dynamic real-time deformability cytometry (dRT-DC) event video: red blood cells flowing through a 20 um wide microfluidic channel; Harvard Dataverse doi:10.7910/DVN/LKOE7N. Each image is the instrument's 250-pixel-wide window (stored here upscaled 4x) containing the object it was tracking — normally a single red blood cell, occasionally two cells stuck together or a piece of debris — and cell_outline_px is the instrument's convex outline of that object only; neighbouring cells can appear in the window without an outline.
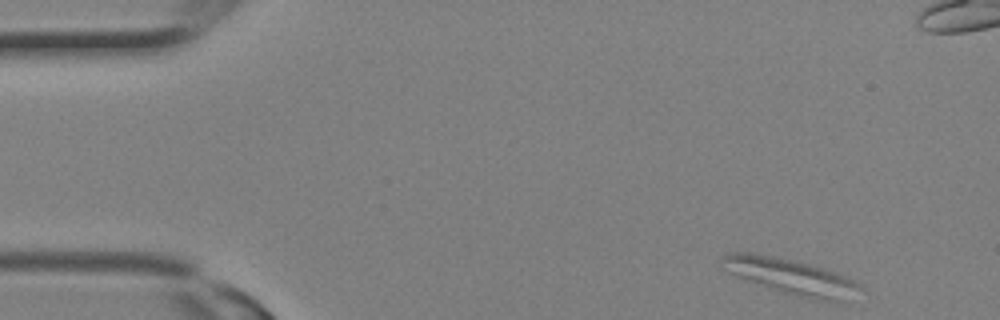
{"species": "Egyptian fruit bat (a non-hibernating species)", "species_latin": "Rousettus aegyptiacus", "temperature_condition": "room temperature", "stored_images_in_passage": 16, "camera_frame_rate_fps": 3000, "um_per_image_px": 0.085, "animal": {"sex": "female"}, "frame": {"image": 1, "passage_image": 1, "time_ms": 0.0, "image_size_px": [1000, 320], "cell_outline_px": [[864, 288], [840, 304], [812, 300], [784, 292], [740, 276], [720, 268], [720, 260], [728, 252], [748, 252], [808, 264], [836, 272], [860, 284]], "centroid_in_image_um": [67.29, 23.54], "position_along_channel_um": 17.7, "area_um2": 28.15}}
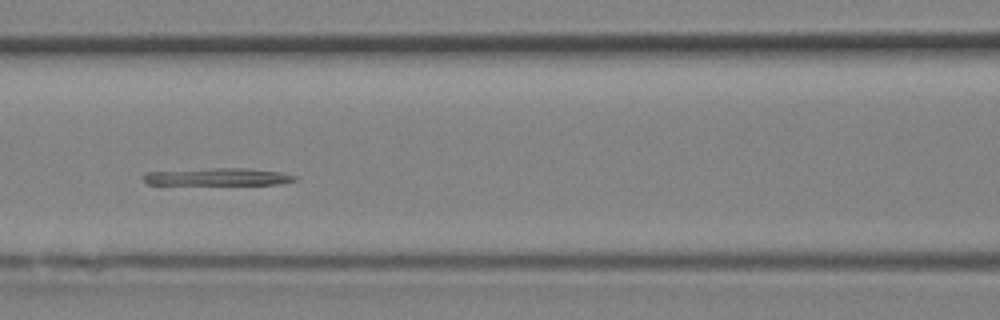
{"frame": {"image": 2, "passage_image": 11, "time_ms": 3.333, "image_size_px": [1000, 320], "cell_outline_px": [[300, 176], [296, 180], [280, 184], [148, 184], [140, 176], [144, 172], [216, 168], [252, 168], [280, 172]], "centroid_in_image_um": [18.55, 15.02], "position_along_channel_um": 148.0, "area_um2": 15.37}}
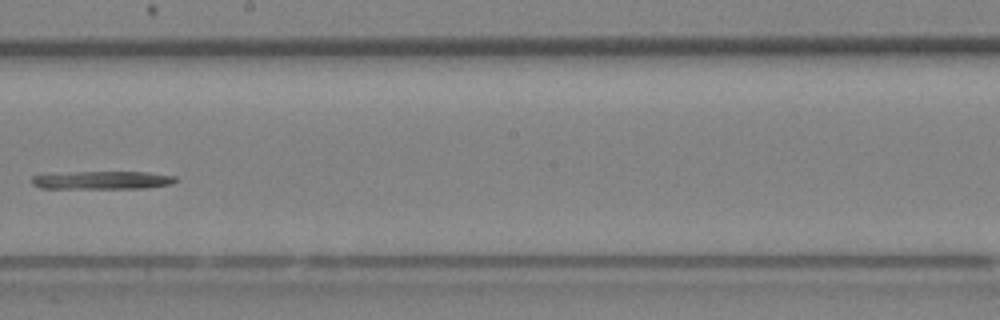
{"frame": {"image": 3, "passage_image": 15, "time_ms": 4.667, "image_size_px": [1000, 320], "cell_outline_px": [[180, 180], [172, 184], [144, 188], [40, 188], [32, 184], [32, 176], [72, 172], [148, 172], [176, 176]], "centroid_in_image_um": [8.78, 15.31], "position_along_channel_um": 239.4, "area_um2": 15.09}}